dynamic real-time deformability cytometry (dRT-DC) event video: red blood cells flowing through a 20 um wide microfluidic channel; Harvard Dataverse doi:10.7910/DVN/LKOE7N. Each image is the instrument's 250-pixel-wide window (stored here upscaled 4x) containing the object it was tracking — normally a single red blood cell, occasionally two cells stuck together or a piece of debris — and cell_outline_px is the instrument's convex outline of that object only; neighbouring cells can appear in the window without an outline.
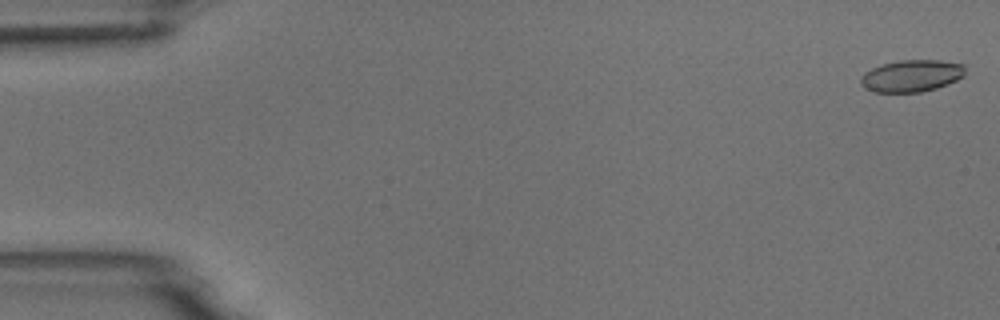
{"species": "common noctule bat (a hibernating species)", "species_latin": "Nyctalus noctula", "temperature_condition": "room temperature", "stored_images_in_passage": 54, "camera_frame_rate_fps": 3000, "um_per_image_px": 0.085, "animal": {"sex": "male", "body_mass_g": 18.8}, "frame": {"image": 1, "passage_image": 1, "time_ms": 0.0, "image_size_px": [1000, 320], "cell_outline_px": [[964, 76], [948, 84], [936, 88], [920, 92], [876, 92], [864, 88], [860, 84], [860, 76], [864, 72], [872, 68], [884, 64], [900, 60], [940, 60], [964, 64]], "centroid_in_image_um": [77.47, 6.45], "position_along_channel_um": 7.5, "area_um2": 19.48}}
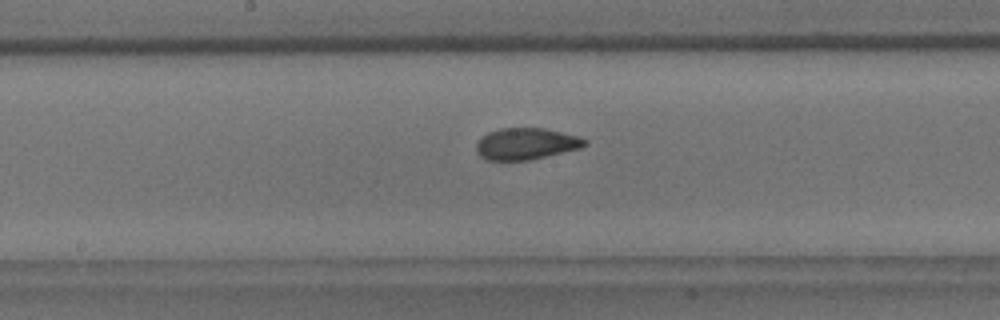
{"frame": {"image": 2, "passage_image": 28, "time_ms": 9.0, "image_size_px": [1000, 320], "cell_outline_px": [[588, 144], [580, 148], [528, 160], [484, 160], [476, 152], [476, 144], [488, 132], [500, 128], [544, 128], [576, 136], [588, 140]], "centroid_in_image_um": [44.69, 12.22], "position_along_channel_um": 203.5, "area_um2": 19.77}}
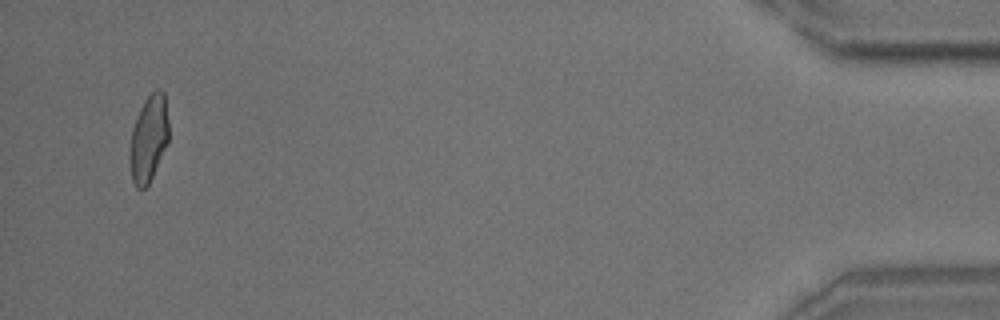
{"frame": {"image": 3, "passage_image": 52, "time_ms": 17.0, "image_size_px": [1000, 320], "cell_outline_px": [[168, 144], [148, 184], [144, 188], [136, 188], [132, 180], [132, 128], [140, 108], [144, 100], [156, 88], [160, 88], [164, 92], [168, 120]], "centroid_in_image_um": [12.68, 11.71], "position_along_channel_um": 422.5, "area_um2": 19.07}, "authors_computed_cell_mechanics": {"area_um2": 20.0566, "velocity_mm_per_s": 3.7419, "shape_relaxation_time_tau1_ms": 5.093, "shape_relaxation_time_tau2_ms": 1.0173, "deformation_change_tau1": 0.1325, "deformation_change_tau2": 0.0706}}